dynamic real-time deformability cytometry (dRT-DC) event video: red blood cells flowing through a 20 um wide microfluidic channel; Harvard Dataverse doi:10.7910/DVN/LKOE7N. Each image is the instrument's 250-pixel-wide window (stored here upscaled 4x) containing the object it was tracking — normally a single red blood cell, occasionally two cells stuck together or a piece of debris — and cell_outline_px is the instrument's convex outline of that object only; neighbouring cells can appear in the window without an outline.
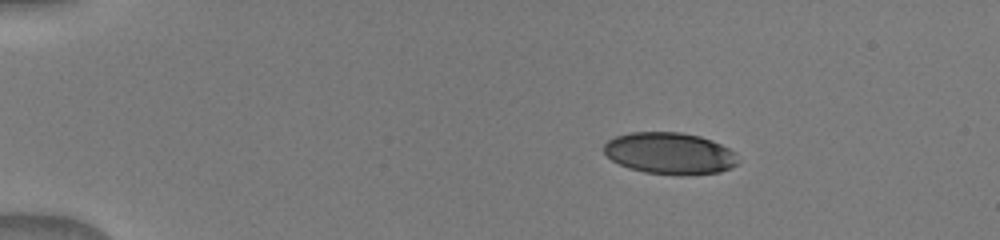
{"species": "human", "species_latin": "Homo sapiens", "temperature_condition": "warm", "stored_images_in_passage": 42, "camera_frame_rate_fps": 3000, "um_per_image_px": 0.085, "donor": {"sex": "male"}, "frame": {"image": 1, "passage_image": 1, "time_ms": 0.0, "image_size_px": [1000, 240], "cell_outline_px": [[736, 164], [720, 172], [688, 176], [680, 176], [644, 172], [628, 168], [612, 160], [604, 152], [604, 144], [608, 140], [616, 136], [632, 132], [680, 132], [700, 136], [712, 140], [736, 152]], "centroid_in_image_um": [56.92, 13.04], "position_along_channel_um": 28.1, "area_um2": 32.71}}
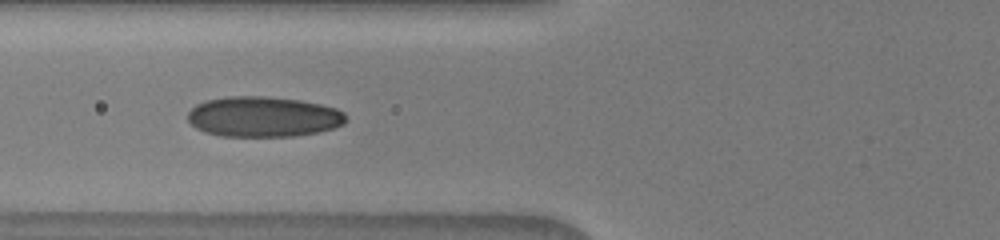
{"frame": {"image": 2, "passage_image": 10, "time_ms": 4.0, "image_size_px": [1000, 240], "cell_outline_px": [[348, 120], [344, 124], [332, 128], [316, 132], [292, 136], [220, 136], [204, 132], [196, 128], [188, 120], [188, 112], [196, 104], [204, 100], [228, 96], [264, 96], [300, 100], [320, 104], [336, 108], [344, 112]], "centroid_in_image_um": [22.37, 9.91], "position_along_channel_um": 103.4, "area_um2": 37.34}}
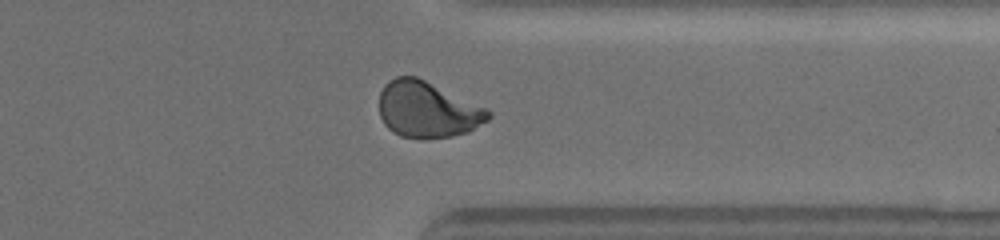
{"frame": {"image": 3, "passage_image": 26, "time_ms": 10.667, "image_size_px": [1000, 240], "cell_outline_px": [[492, 116], [488, 120], [468, 132], [452, 136], [400, 136], [392, 132], [384, 124], [380, 116], [380, 92], [384, 84], [388, 80], [396, 76], [416, 76], [484, 108], [492, 112]], "centroid_in_image_um": [36.29, 9.29], "position_along_channel_um": 375.1, "area_um2": 34.85}}